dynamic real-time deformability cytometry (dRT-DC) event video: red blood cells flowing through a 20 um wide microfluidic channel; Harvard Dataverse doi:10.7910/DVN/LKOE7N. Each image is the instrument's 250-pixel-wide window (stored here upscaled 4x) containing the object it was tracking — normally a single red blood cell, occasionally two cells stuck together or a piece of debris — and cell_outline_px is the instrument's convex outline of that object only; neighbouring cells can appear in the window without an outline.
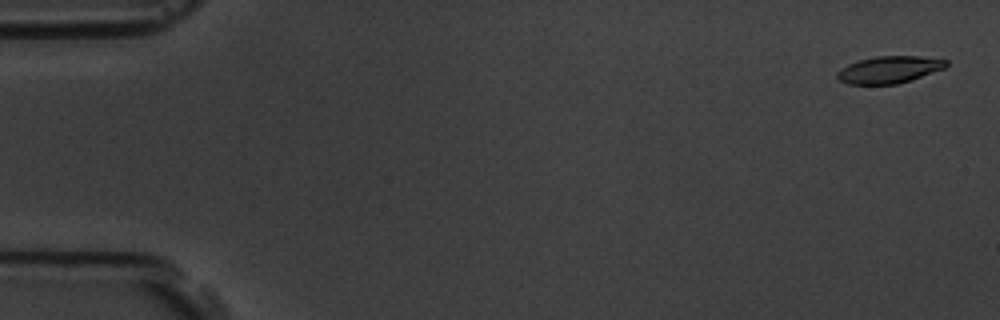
{"species": "common noctule bat (a hibernating species)", "species_latin": "Nyctalus noctula", "temperature_condition": "room temperature", "stored_images_in_passage": 6, "camera_frame_rate_fps": 3000, "um_per_image_px": 0.085, "animal": {"sex": "male", "body_mass_g": 19.5, "forearm_length_mm": 54.6}, "frame": {"image": 1, "passage_image": 1, "time_ms": 0.0, "image_size_px": [1000, 320], "cell_outline_px": [[948, 64], [944, 68], [896, 84], [848, 84], [840, 80], [836, 76], [836, 72], [840, 68], [848, 64], [860, 60], [876, 56], [920, 56], [948, 60]], "centroid_in_image_um": [75.54, 5.91], "position_along_channel_um": 9.5, "area_um2": 16.94}}
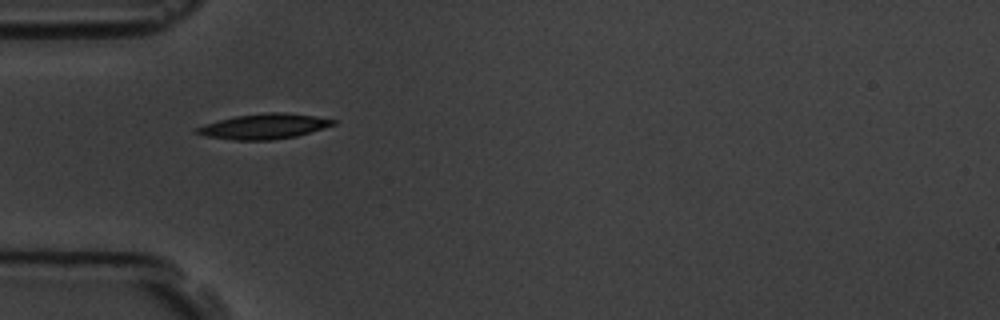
{"frame": {"image": 2, "passage_image": 5, "time_ms": 5.333, "image_size_px": [1000, 320], "cell_outline_px": [[336, 124], [324, 128], [296, 136], [272, 140], [232, 140], [204, 136], [192, 132], [196, 128], [204, 124], [236, 116], [268, 112], [284, 112], [316, 116], [336, 120]], "centroid_in_image_um": [22.43, 10.74], "position_along_channel_um": 62.6, "area_um2": 20.06}}
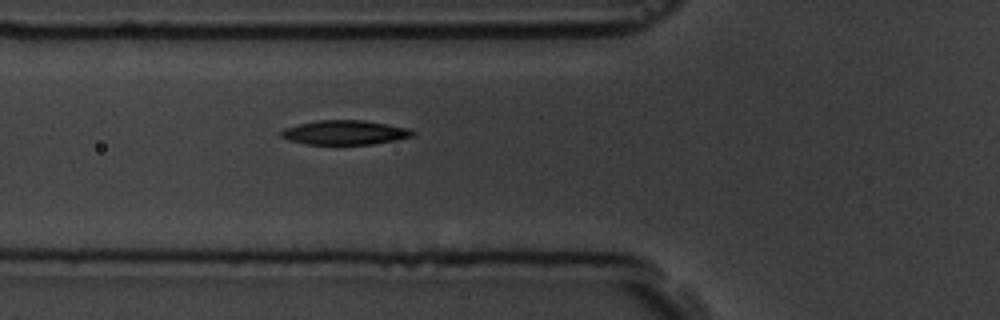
{"frame": {"image": 3, "passage_image": 6, "time_ms": 6.333, "image_size_px": [1000, 320], "cell_outline_px": [[416, 132], [412, 136], [396, 140], [372, 144], [308, 144], [288, 140], [280, 136], [280, 132], [284, 128], [316, 120], [364, 120], [408, 128]], "centroid_in_image_um": [29.3, 11.26], "position_along_channel_um": 96.5, "area_um2": 18.55}}